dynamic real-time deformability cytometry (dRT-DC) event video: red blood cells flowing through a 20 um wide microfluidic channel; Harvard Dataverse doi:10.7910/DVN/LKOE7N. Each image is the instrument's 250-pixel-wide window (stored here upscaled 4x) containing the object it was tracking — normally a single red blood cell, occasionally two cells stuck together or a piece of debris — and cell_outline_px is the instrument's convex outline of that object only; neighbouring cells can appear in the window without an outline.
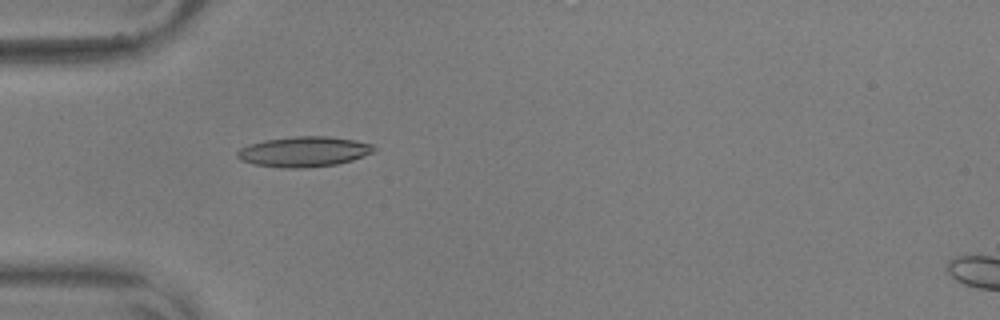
{"species": "common noctule bat (a hibernating species)", "species_latin": "Nyctalus noctula", "temperature_condition": "warm", "stored_images_in_passage": 32, "camera_frame_rate_fps": 3000, "um_per_image_px": 0.085, "animal": {"sex": "male", "body_mass_g": 17.9, "forearm_length_mm": 54.2}, "frame": {"image": 1, "passage_image": 1, "time_ms": 0.0, "image_size_px": [1000, 320], "cell_outline_px": [[376, 152], [352, 160], [336, 164], [304, 168], [280, 168], [252, 164], [240, 160], [236, 156], [236, 152], [240, 148], [248, 144], [264, 140], [292, 136], [328, 136], [352, 140], [372, 144], [376, 148]], "centroid_in_image_um": [25.8, 12.89], "position_along_channel_um": 59.2, "area_um2": 24.33}}
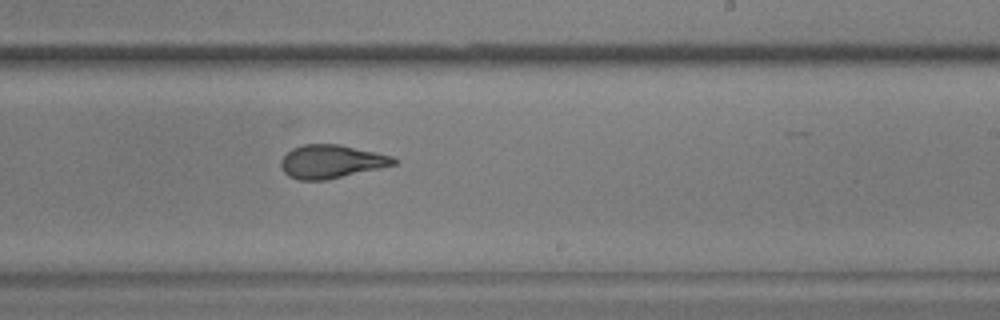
{"frame": {"image": 2, "passage_image": 18, "time_ms": 5.667, "image_size_px": [1000, 320], "cell_outline_px": [[400, 160], [396, 164], [380, 168], [324, 180], [300, 180], [288, 176], [284, 172], [280, 164], [280, 160], [292, 148], [304, 144], [340, 144], [392, 156]], "centroid_in_image_um": [28.16, 13.72], "position_along_channel_um": 260.8, "area_um2": 21.85}}
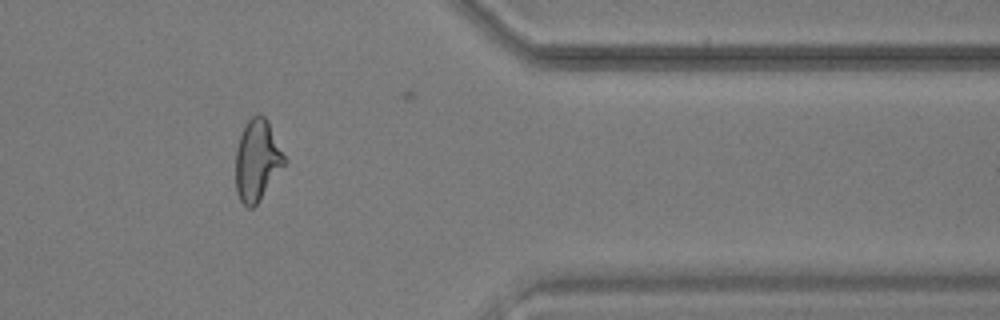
{"frame": {"image": 3, "passage_image": 30, "time_ms": 9.667, "image_size_px": [1000, 320], "cell_outline_px": [[288, 160], [260, 200], [252, 208], [248, 208], [240, 200], [236, 192], [236, 148], [244, 124], [252, 116], [264, 116], [268, 120]], "centroid_in_image_um": [21.87, 13.62], "position_along_channel_um": 389.5, "area_um2": 23.18}, "authors_computed_cell_mechanics": {"area_um2": 22.2241, "velocity_mm_per_s": 3.6308, "shape_relaxation_time_tau1_ms": 7.2532, "shape_relaxation_time_tau2_ms": 1.4425, "deformation_change_tau1": 0.2271, "deformation_change_tau2": 0.0825}}